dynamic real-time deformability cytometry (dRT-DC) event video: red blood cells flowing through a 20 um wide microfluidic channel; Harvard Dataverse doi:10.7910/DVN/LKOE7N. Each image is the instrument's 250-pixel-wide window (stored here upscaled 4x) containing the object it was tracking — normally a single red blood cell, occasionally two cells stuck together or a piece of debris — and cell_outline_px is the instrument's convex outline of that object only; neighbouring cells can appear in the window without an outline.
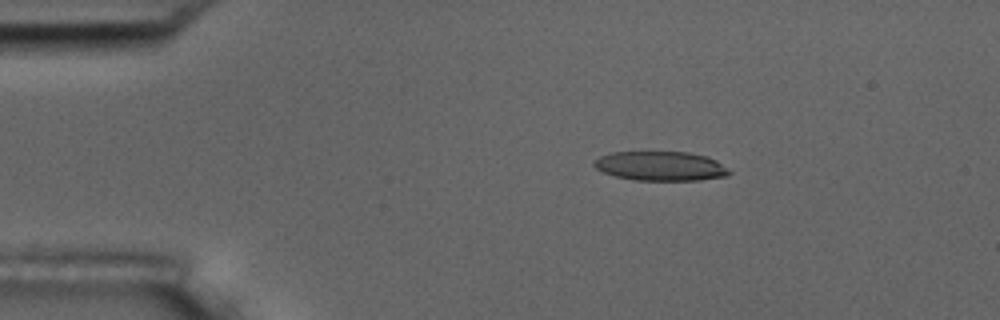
{"species": "common noctule bat (a hibernating species)", "species_latin": "Nyctalus noctula", "temperature_condition": "room temperature", "stored_images_in_passage": 6, "camera_frame_rate_fps": 3000, "um_per_image_px": 0.085, "animal": {"sex": "male", "body_mass_g": 17.5, "forearm_length_mm": 52.3}, "frame": {"image": 1, "passage_image": 1, "time_ms": 0.0, "image_size_px": [1000, 320], "cell_outline_px": [[732, 172], [728, 176], [700, 180], [632, 180], [616, 176], [604, 172], [596, 168], [592, 164], [592, 160], [608, 152], [688, 152], [708, 156], [716, 160]], "centroid_in_image_um": [56.14, 14.11], "position_along_channel_um": 28.9, "area_um2": 23.29}}
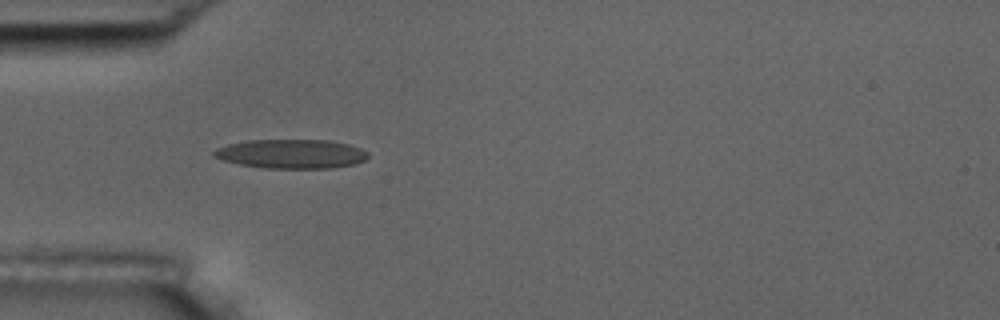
{"frame": {"image": 2, "passage_image": 3, "time_ms": 2.333, "image_size_px": [1000, 320], "cell_outline_px": [[368, 156], [364, 160], [356, 164], [332, 168], [268, 168], [240, 164], [224, 160], [212, 156], [212, 152], [216, 148], [228, 144], [248, 140], [328, 140], [348, 144], [360, 148], [368, 152]], "centroid_in_image_um": [24.77, 13.07], "position_along_channel_um": 60.2, "area_um2": 26.13}}
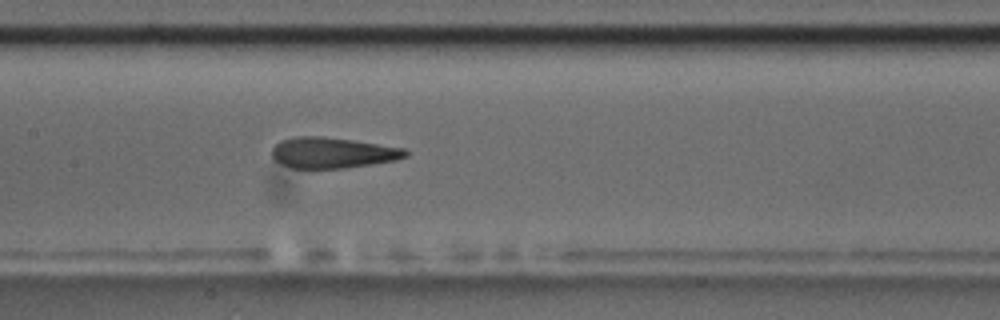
{"frame": {"image": 3, "passage_image": 6, "time_ms": 5.667, "image_size_px": [1000, 320], "cell_outline_px": [[408, 156], [396, 160], [344, 168], [292, 168], [280, 164], [272, 156], [272, 148], [280, 140], [296, 136], [320, 136], [352, 140], [408, 148]], "centroid_in_image_um": [28.28, 12.98], "position_along_channel_um": 179.1, "area_um2": 24.04}}